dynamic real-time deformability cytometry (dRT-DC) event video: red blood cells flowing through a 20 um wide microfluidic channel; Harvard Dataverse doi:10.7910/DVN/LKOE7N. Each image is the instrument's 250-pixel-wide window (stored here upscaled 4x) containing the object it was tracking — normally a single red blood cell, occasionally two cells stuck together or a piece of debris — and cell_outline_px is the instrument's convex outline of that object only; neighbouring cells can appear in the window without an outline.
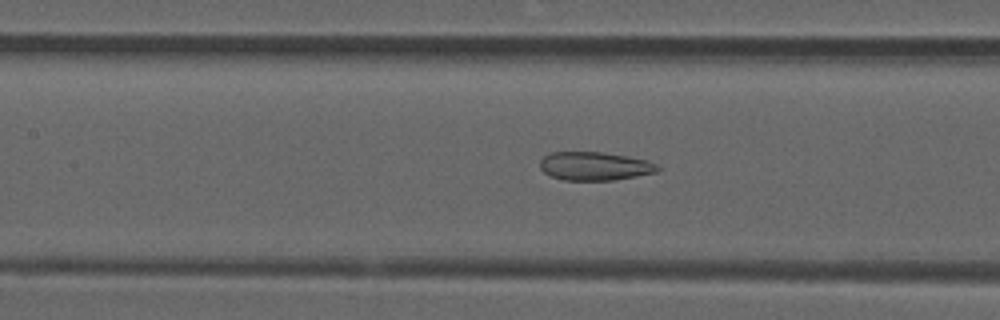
{"species": "common noctule bat (a hibernating species)", "species_latin": "Nyctalus noctula", "temperature_condition": "room temperature", "stored_images_in_passage": 22, "camera_frame_rate_fps": 3000, "um_per_image_px": 0.085, "animal": {"sex": "male", "forearm_length_mm": 52.5}, "frame": {"image": 1, "passage_image": 16, "time_ms": 5.0, "image_size_px": [1000, 320], "cell_outline_px": [[660, 168], [656, 172], [636, 176], [612, 180], [564, 180], [548, 176], [540, 168], [540, 160], [544, 156], [552, 152], [600, 152], [628, 156], [648, 160], [656, 164]], "centroid_in_image_um": [50.52, 14.12], "position_along_channel_um": 156.9, "area_um2": 19.54}}
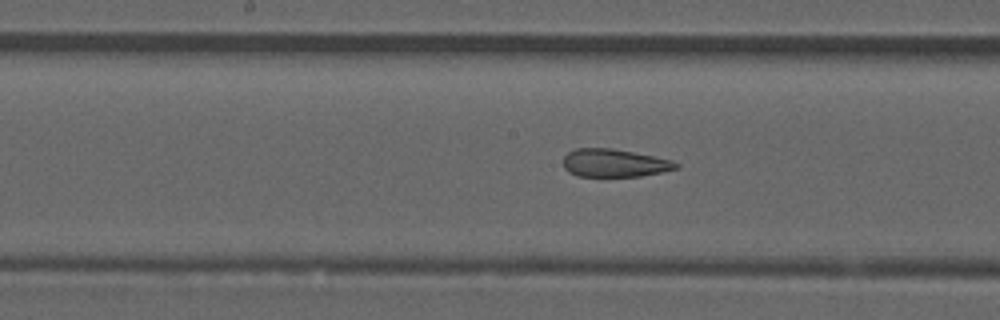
{"frame": {"image": 2, "passage_image": 19, "time_ms": 6.0, "image_size_px": [1000, 320], "cell_outline_px": [[680, 168], [640, 176], [576, 176], [568, 172], [564, 168], [564, 156], [568, 152], [576, 148], [612, 148], [656, 156], [672, 160], [680, 164]], "centroid_in_image_um": [52.24, 13.85], "position_along_channel_um": 196.0, "area_um2": 18.5}}